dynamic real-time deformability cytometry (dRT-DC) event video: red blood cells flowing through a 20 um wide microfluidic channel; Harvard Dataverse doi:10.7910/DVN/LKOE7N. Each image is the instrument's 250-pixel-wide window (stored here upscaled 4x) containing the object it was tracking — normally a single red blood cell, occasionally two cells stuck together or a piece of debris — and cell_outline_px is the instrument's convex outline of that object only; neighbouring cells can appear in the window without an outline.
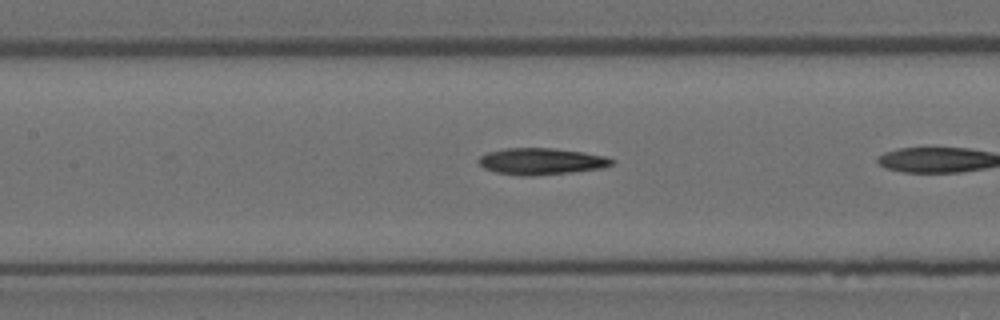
{"species": "Egyptian fruit bat (a non-hibernating species)", "species_latin": "Rousettus aegyptiacus", "temperature_condition": "room temperature", "stored_images_in_passage": 9, "camera_frame_rate_fps": 3000, "um_per_image_px": 0.085, "animal": {"sex": "female"}, "frame": {"image": 1, "passage_image": 8, "time_ms": 2.333, "image_size_px": [1000, 320], "cell_outline_px": [[616, 160], [612, 164], [604, 168], [572, 172], [532, 176], [520, 176], [496, 172], [484, 168], [476, 160], [480, 156], [488, 152], [504, 148], [552, 148], [584, 152], [604, 156]], "centroid_in_image_um": [46.0, 13.71], "position_along_channel_um": 161.4, "area_um2": 20.75}}